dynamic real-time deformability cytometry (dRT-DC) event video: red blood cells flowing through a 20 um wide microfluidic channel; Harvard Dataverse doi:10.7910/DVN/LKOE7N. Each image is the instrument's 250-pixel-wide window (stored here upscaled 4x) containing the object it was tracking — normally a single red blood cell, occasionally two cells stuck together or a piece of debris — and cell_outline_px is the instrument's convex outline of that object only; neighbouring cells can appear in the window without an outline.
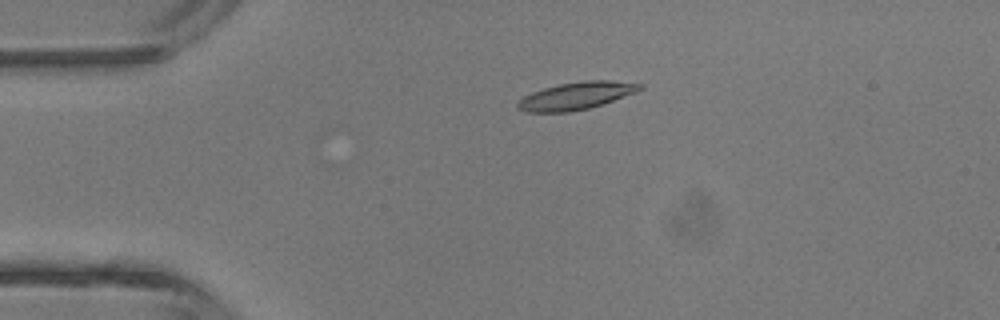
{"species": "common noctule bat (a hibernating species)", "species_latin": "Nyctalus noctula", "temperature_condition": "room temperature", "stored_images_in_passage": 5, "camera_frame_rate_fps": 3000, "um_per_image_px": 0.085, "animal": {"sex": "male", "body_mass_g": 13.3}, "frame": {"image": 1, "passage_image": 5, "time_ms": 5.333, "image_size_px": [1000, 320], "cell_outline_px": [[644, 88], [636, 92], [588, 108], [568, 112], [528, 112], [516, 108], [516, 100], [532, 92], [544, 88], [560, 84], [580, 80], [612, 80], [644, 84]], "centroid_in_image_um": [48.95, 8.13], "position_along_channel_um": 36.1, "area_um2": 19.54}}